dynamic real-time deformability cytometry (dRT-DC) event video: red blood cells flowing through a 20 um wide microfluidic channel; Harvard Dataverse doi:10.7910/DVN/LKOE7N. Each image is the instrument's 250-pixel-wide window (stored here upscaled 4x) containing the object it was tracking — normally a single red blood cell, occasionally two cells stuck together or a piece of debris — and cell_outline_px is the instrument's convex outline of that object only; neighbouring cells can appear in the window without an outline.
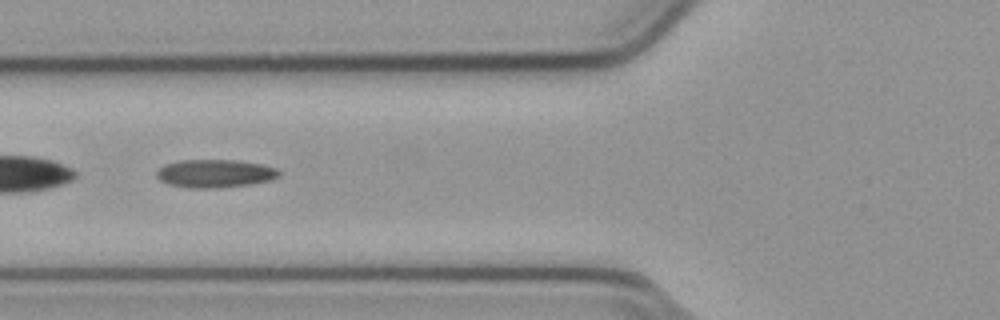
{"species": "common noctule bat (a hibernating species)", "species_latin": "Nyctalus noctula", "temperature_condition": "cold", "stored_images_in_passage": 33, "camera_frame_rate_fps": 3000, "um_per_image_px": 0.085, "animal": {"sex": "male", "body_mass_g": 23.1, "forearm_length_mm": 52.7}, "frame": {"image": 1, "passage_image": 6, "time_ms": 1.667, "image_size_px": [1000, 320], "cell_outline_px": [[280, 176], [268, 180], [248, 184], [220, 188], [188, 188], [168, 184], [160, 180], [156, 176], [156, 172], [164, 164], [180, 160], [236, 160], [260, 164], [276, 168], [280, 172]], "centroid_in_image_um": [18.23, 14.75], "position_along_channel_um": 107.6, "area_um2": 20.0}}
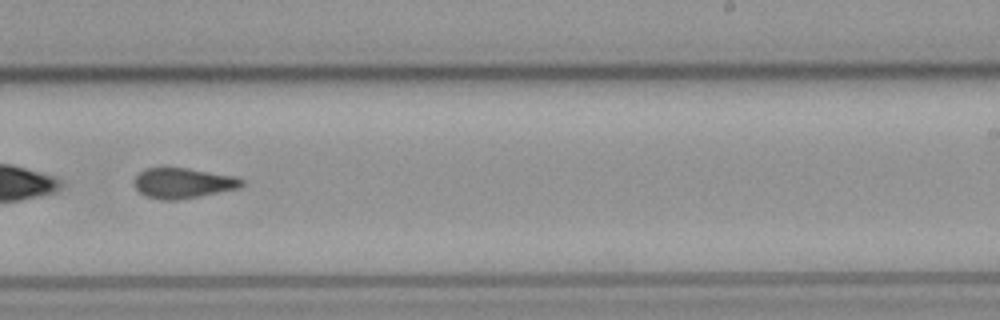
{"frame": {"image": 2, "passage_image": 19, "time_ms": 6.0, "image_size_px": [1000, 320], "cell_outline_px": [[244, 184], [240, 188], [200, 196], [176, 200], [160, 200], [148, 196], [140, 192], [132, 184], [132, 180], [144, 168], [188, 168], [232, 176], [244, 180]], "centroid_in_image_um": [15.53, 15.56], "position_along_channel_um": 273.5, "area_um2": 18.96}, "authors_computed_cell_mechanics": {"area_um2": 19.3052, "velocity_mm_per_s": 3.8221, "shape_relaxation_time_tau1_ms": 10.0998, "shape_relaxation_time_tau2_ms": 2.6114, "deformation_change_tau1": 0.2183, "deformation_change_tau2": 0.1119}}